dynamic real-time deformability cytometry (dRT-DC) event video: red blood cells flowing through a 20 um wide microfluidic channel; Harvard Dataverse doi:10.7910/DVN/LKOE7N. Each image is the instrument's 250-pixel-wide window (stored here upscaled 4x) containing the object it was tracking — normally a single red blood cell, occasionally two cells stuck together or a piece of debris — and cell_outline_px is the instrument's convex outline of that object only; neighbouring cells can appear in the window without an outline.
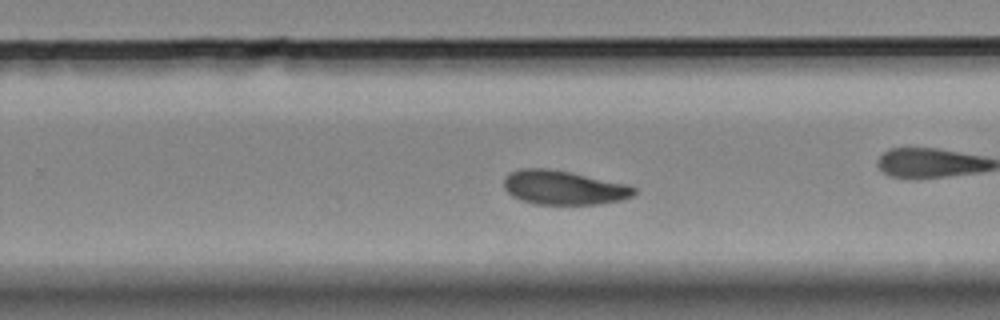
{"species": "Egyptian fruit bat (a non-hibernating species)", "species_latin": "Rousettus aegyptiacus", "temperature_condition": "room temperature", "stored_images_in_passage": 42, "camera_frame_rate_fps": 3000, "um_per_image_px": 0.085, "animal": {"sex": "female"}, "frame": {"image": 1, "passage_image": 24, "time_ms": 7.667, "image_size_px": [1000, 320], "cell_outline_px": [[636, 192], [632, 196], [620, 200], [600, 204], [536, 204], [520, 200], [512, 196], [504, 188], [504, 176], [508, 172], [520, 168], [548, 168], [628, 184], [636, 188]], "centroid_in_image_um": [47.87, 15.94], "position_along_channel_um": 281.9, "area_um2": 25.95}}
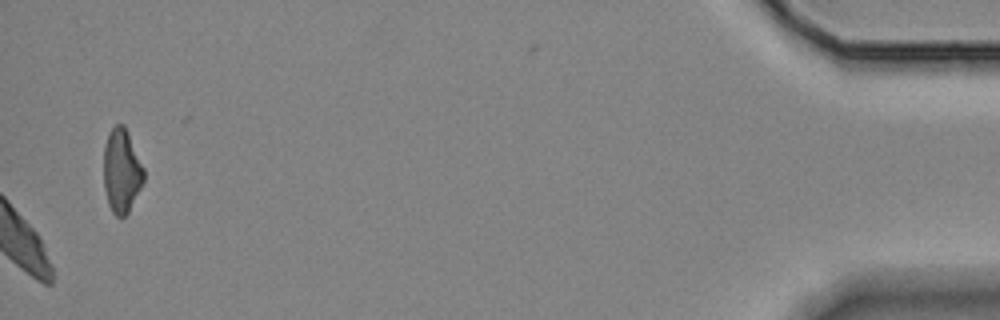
{"frame": {"image": 2, "passage_image": 42, "time_ms": 13.667, "image_size_px": [1000, 320], "cell_outline_px": [[144, 180], [128, 212], [124, 216], [116, 216], [112, 212], [108, 204], [104, 188], [104, 144], [108, 132], [116, 124], [124, 124], [128, 132], [144, 168]], "centroid_in_image_um": [10.32, 14.49], "position_along_channel_um": 424.9, "area_um2": 19.59}}